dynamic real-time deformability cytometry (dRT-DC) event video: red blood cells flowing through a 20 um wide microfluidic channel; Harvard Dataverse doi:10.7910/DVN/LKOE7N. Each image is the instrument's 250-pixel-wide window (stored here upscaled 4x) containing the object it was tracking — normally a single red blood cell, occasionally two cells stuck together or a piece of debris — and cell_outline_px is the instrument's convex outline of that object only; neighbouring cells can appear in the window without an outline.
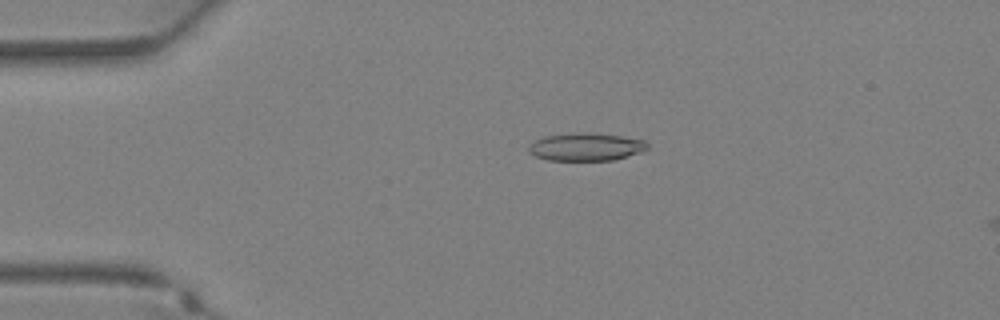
{"species": "Egyptian fruit bat (a non-hibernating species)", "species_latin": "Rousettus aegyptiacus", "temperature_condition": "warm", "stored_images_in_passage": 9, "camera_frame_rate_fps": 3000, "um_per_image_px": 0.085, "animal": {"sex": "female"}, "frame": {"image": 1, "passage_image": 8, "time_ms": 2.333, "image_size_px": [1000, 320], "cell_outline_px": [[648, 148], [644, 152], [612, 160], [548, 160], [536, 156], [528, 152], [528, 148], [536, 140], [544, 136], [576, 132], [584, 132], [620, 136], [644, 140], [648, 144]], "centroid_in_image_um": [49.83, 12.48], "position_along_channel_um": 35.2, "area_um2": 19.19}}